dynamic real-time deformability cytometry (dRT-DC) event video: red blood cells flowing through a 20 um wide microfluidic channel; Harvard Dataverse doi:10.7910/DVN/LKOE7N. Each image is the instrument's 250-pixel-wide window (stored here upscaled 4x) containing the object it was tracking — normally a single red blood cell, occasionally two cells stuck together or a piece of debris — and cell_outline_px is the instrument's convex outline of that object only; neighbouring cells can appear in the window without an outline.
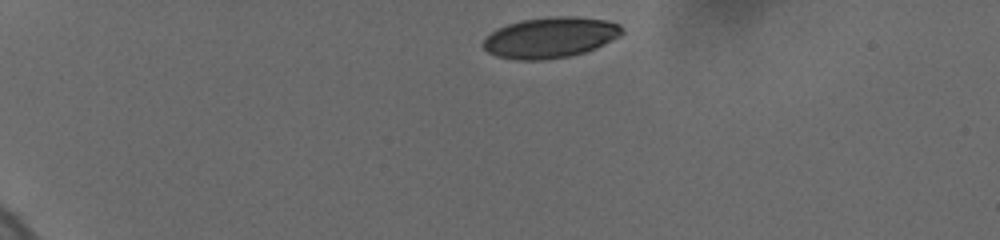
{"species": "human", "species_latin": "Homo sapiens", "temperature_condition": "cold", "stored_images_in_passage": 4, "camera_frame_rate_fps": 3000, "um_per_image_px": 0.085, "donor": {"sex": "female"}, "frame": {"image": 1, "passage_image": 1, "time_ms": 0.0, "image_size_px": [1000, 240], "cell_outline_px": [[624, 32], [620, 36], [596, 48], [584, 52], [568, 56], [544, 60], [516, 60], [496, 56], [488, 52], [480, 44], [492, 32], [508, 24], [520, 20], [548, 16], [576, 16], [608, 20], [620, 24], [624, 28]], "centroid_in_image_um": [46.8, 3.18], "position_along_channel_um": 38.2, "area_um2": 33.18}}
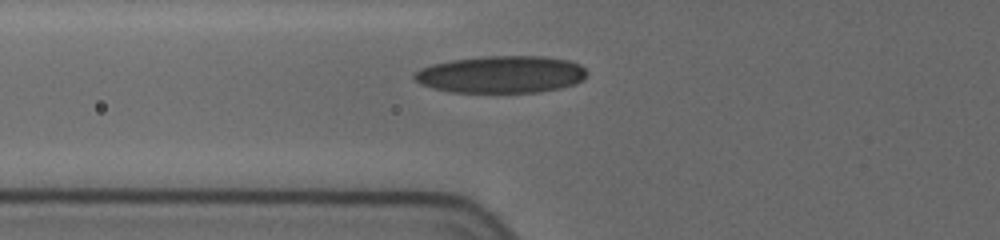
{"frame": {"image": 2, "passage_image": 4, "time_ms": 3.333, "image_size_px": [1000, 240], "cell_outline_px": [[584, 76], [580, 80], [572, 84], [560, 88], [540, 92], [448, 92], [432, 88], [420, 84], [412, 76], [412, 72], [420, 68], [432, 64], [448, 60], [480, 56], [544, 56], [568, 60], [580, 64], [584, 68]], "centroid_in_image_um": [42.51, 6.32], "position_along_channel_um": 83.3, "area_um2": 37.51}}